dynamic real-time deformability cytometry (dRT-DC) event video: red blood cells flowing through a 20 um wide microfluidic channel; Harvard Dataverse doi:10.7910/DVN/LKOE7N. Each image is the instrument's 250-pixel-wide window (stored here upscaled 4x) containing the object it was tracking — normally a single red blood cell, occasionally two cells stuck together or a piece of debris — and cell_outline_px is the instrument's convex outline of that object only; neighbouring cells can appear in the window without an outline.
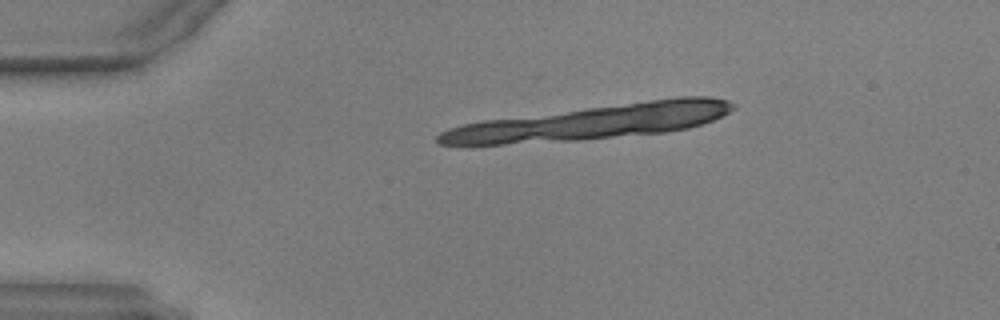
{"species": "common noctule bat (a hibernating species)", "species_latin": "Nyctalus noctula", "temperature_condition": "warm", "stored_images_in_passage": 7, "segment_of_instrument_passage": [2, 2], "camera_frame_rate_fps": 3000, "um_per_image_px": 0.085, "animal": {"sex": "male", "body_mass_g": 17.9, "forearm_length_mm": 54.2}, "frame": {"image": 1, "passage_image": 7, "time_ms": 2.0, "image_size_px": [1000, 320], "cell_outline_px": [[672, 128], [592, 136], [568, 136], [584, 112], [608, 112]], "centroid_in_image_um": [51.84, 10.61], "position_along_channel_um": 33.2, "area_um2": 10.64}}